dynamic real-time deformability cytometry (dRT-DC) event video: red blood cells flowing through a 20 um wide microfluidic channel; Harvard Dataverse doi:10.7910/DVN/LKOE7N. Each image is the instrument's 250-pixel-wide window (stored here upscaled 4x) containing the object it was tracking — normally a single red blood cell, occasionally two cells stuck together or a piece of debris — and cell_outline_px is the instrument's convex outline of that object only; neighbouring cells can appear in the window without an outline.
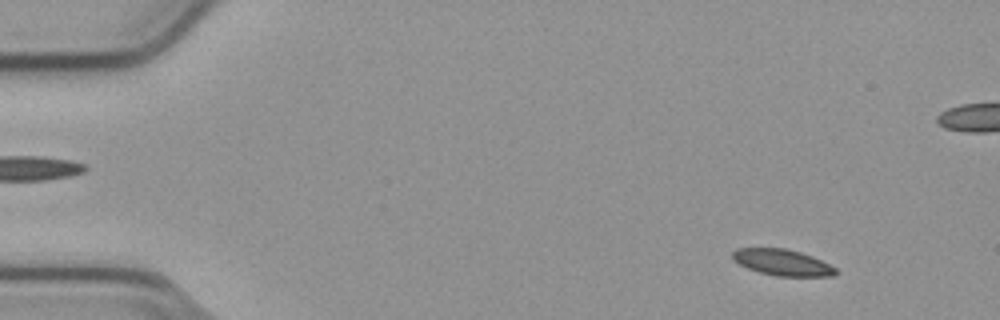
{"species": "common noctule bat (a hibernating species)", "species_latin": "Nyctalus noctula", "temperature_condition": "cold", "stored_images_in_passage": 56, "camera_frame_rate_fps": 3000, "um_per_image_px": 0.085, "animal": {"sex": "male", "body_mass_g": 23.1, "forearm_length_mm": 52.7}, "frame": {"image": 1, "passage_image": 6, "time_ms": 1.667, "image_size_px": [1000, 320], "cell_outline_px": [[840, 272], [836, 276], [776, 276], [760, 272], [748, 268], [732, 260], [732, 252], [736, 248], [784, 248], [800, 252], [812, 256], [836, 268]], "centroid_in_image_um": [66.51, 22.31], "position_along_channel_um": 18.5, "area_um2": 15.78}}
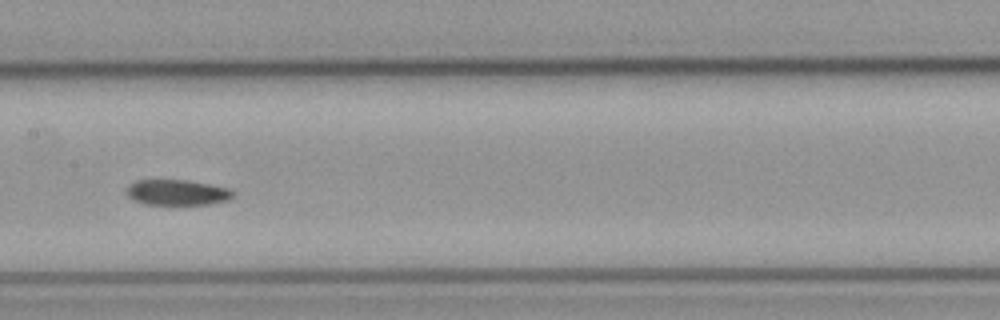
{"frame": {"image": 2, "passage_image": 28, "time_ms": 9.0, "image_size_px": [1000, 320], "cell_outline_px": [[236, 192], [228, 200], [208, 204], [144, 204], [128, 196], [124, 192], [128, 184], [136, 180], [188, 180], [228, 188]], "centroid_in_image_um": [15.03, 16.35], "position_along_channel_um": 192.4, "area_um2": 15.84}}
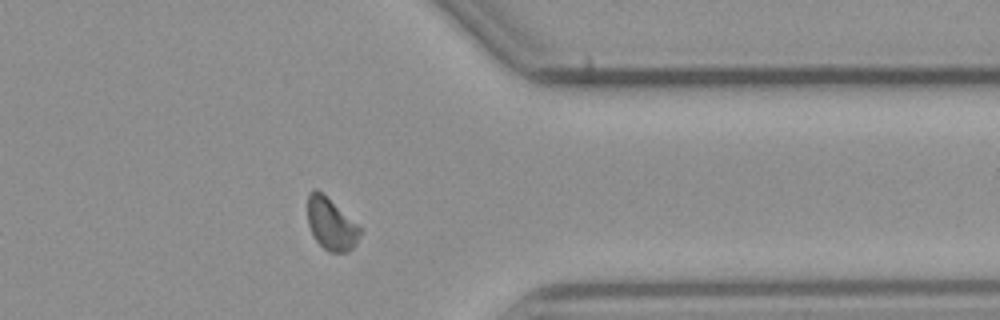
{"frame": {"image": 3, "passage_image": 44, "time_ms": 14.333, "image_size_px": [1000, 320], "cell_outline_px": [[360, 236], [356, 244], [348, 252], [328, 252], [316, 240], [308, 224], [308, 192], [316, 188], [356, 224], [360, 228]], "centroid_in_image_um": [28.12, 19.07], "position_along_channel_um": 383.3, "area_um2": 15.37}}